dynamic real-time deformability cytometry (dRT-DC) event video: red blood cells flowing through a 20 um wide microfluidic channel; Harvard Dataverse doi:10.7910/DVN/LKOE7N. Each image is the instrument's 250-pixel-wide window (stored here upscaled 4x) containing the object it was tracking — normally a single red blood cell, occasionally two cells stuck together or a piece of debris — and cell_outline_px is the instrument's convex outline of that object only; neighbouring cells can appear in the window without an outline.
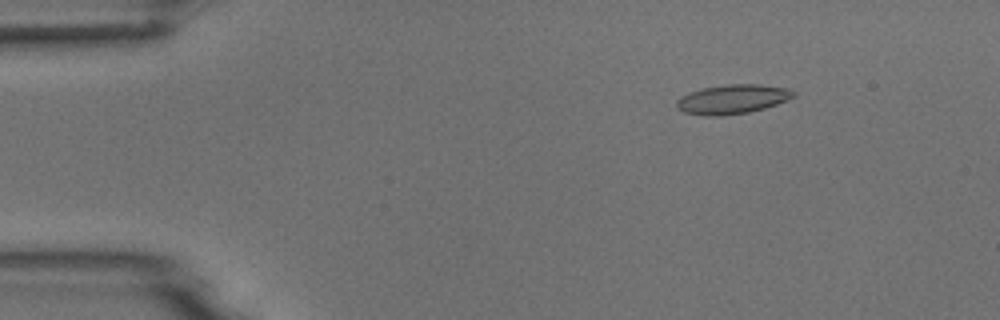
{"species": "common noctule bat (a hibernating species)", "species_latin": "Nyctalus noctula", "temperature_condition": "room temperature", "stored_images_in_passage": 4, "camera_frame_rate_fps": 3000, "um_per_image_px": 0.085, "animal": {"sex": "male", "body_mass_g": 18.8}, "frame": {"image": 1, "passage_image": 2, "time_ms": 1.333, "image_size_px": [1000, 320], "cell_outline_px": [[796, 96], [788, 100], [764, 108], [748, 112], [720, 116], [704, 116], [684, 112], [676, 108], [676, 100], [680, 96], [688, 92], [700, 88], [724, 84], [760, 84], [792, 88], [796, 92]], "centroid_in_image_um": [62.26, 8.41], "position_along_channel_um": 22.7, "area_um2": 20.4}}
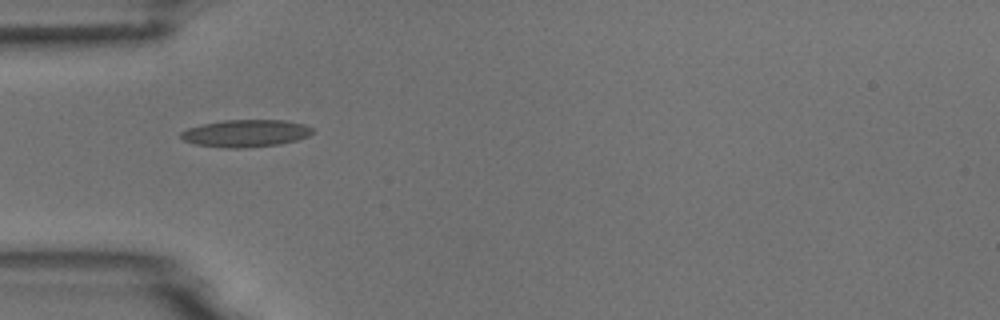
{"frame": {"image": 2, "passage_image": 4, "time_ms": 4.333, "image_size_px": [1000, 320], "cell_outline_px": [[312, 132], [308, 136], [296, 140], [280, 144], [244, 148], [228, 148], [196, 144], [184, 140], [180, 136], [180, 132], [188, 128], [204, 124], [224, 120], [284, 120], [304, 124], [312, 128]], "centroid_in_image_um": [20.89, 11.33], "position_along_channel_um": 64.1, "area_um2": 20.75}}